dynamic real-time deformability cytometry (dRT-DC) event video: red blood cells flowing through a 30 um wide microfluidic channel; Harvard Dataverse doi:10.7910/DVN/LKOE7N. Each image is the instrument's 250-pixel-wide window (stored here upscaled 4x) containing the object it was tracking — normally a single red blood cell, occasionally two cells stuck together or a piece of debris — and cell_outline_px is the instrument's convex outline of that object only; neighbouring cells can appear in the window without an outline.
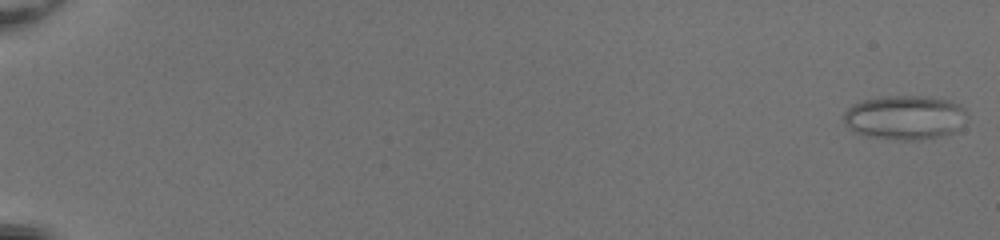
{"species": "common noctule bat (a hibernating species)", "species_latin": "Nyctalus noctula", "temperature_condition": "room temperature", "stored_images_in_passage": 52, "camera_frame_rate_fps": 3000, "um_per_image_px": 0.085, "animal": {"sex": "female", "body_mass_g": 20.0, "forearm_length_mm": 54.0}, "frame": {"image": 1, "passage_image": 1, "time_ms": 0.0, "image_size_px": [1000, 240], "cell_outline_px": [[968, 120], [960, 128], [952, 132], [940, 136], [920, 140], [892, 140], [868, 136], [852, 132], [844, 124], [844, 112], [852, 104], [864, 100], [880, 96], [928, 96], [948, 100], [960, 104], [968, 112]], "centroid_in_image_um": [76.93, 9.98], "position_along_channel_um": 8.1, "area_um2": 32.43}}
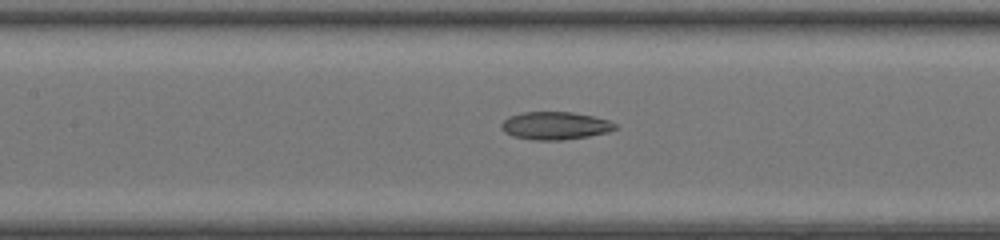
{"frame": {"image": 2, "passage_image": 27, "time_ms": 8.667, "image_size_px": [1000, 240], "cell_outline_px": [[616, 128], [608, 132], [588, 136], [564, 140], [532, 140], [512, 136], [504, 132], [500, 128], [500, 124], [508, 116], [520, 112], [572, 112], [592, 116], [608, 120], [616, 124]], "centroid_in_image_um": [47.13, 10.68], "position_along_channel_um": 160.3, "area_um2": 18.55}}
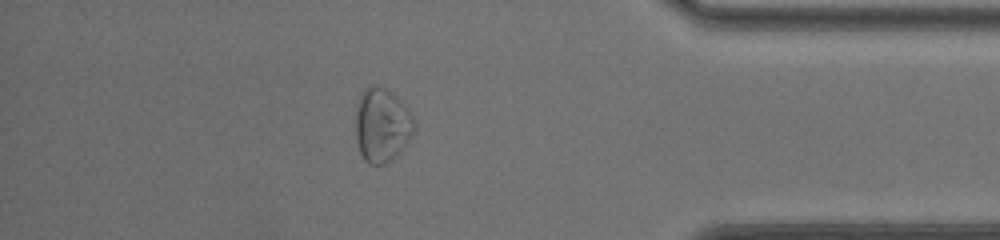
{"frame": {"image": 3, "passage_image": 46, "time_ms": 15.0, "image_size_px": [1000, 240], "cell_outline_px": [[416, 128], [412, 136], [384, 164], [368, 164], [364, 160], [360, 152], [356, 140], [356, 104], [360, 96], [372, 84], [384, 88], [392, 92], [408, 108], [416, 120]], "centroid_in_image_um": [32.47, 10.6], "position_along_channel_um": 402.7, "area_um2": 25.03}, "authors_computed_cell_mechanics": {"area_um2": 23.3512, "velocity_mm_per_s": 4.2114, "shape_relaxation_time_tau1_ms": null, "shape_relaxation_time_tau2_ms": 2.2708, "deformation_change_tau1": null, "deformation_change_tau2": 0.0798}}